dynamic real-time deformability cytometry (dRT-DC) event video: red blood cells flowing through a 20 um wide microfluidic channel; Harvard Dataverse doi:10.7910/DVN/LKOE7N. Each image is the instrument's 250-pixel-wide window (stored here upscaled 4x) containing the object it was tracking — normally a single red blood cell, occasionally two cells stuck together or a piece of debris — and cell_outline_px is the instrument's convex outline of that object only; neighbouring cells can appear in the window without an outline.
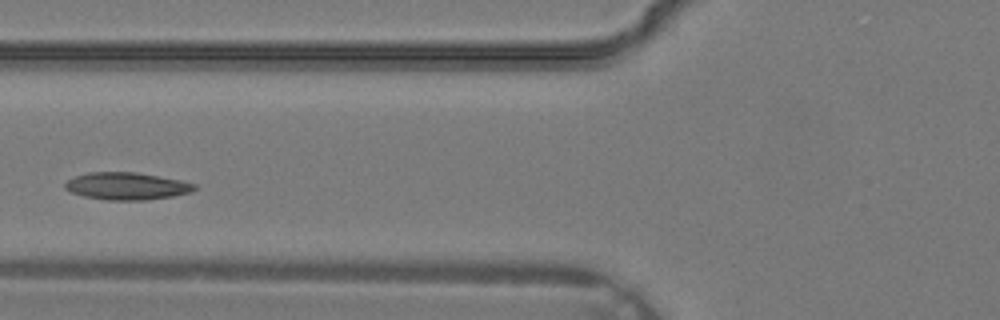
{"species": "common noctule bat (a hibernating species)", "species_latin": "Nyctalus noctula", "temperature_condition": "warm", "stored_images_in_passage": 30, "camera_frame_rate_fps": 3000, "um_per_image_px": 0.085, "animal": {"sex": "male", "body_mass_g": 19.2, "forearm_length_mm": 51.8}, "frame": {"image": 1, "passage_image": 9, "time_ms": 2.667, "image_size_px": [1000, 320], "cell_outline_px": [[196, 188], [192, 192], [172, 196], [144, 200], [108, 200], [84, 196], [72, 192], [64, 188], [64, 184], [68, 180], [76, 176], [88, 172], [136, 172], [180, 180], [196, 184]], "centroid_in_image_um": [10.77, 15.81], "position_along_channel_um": 115.0, "area_um2": 20.46}}
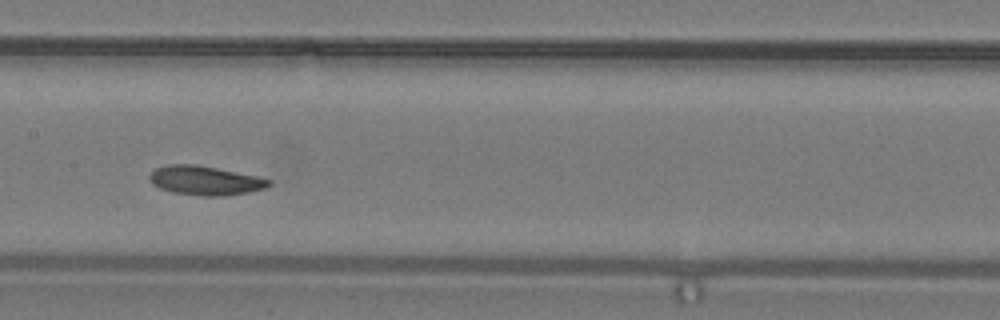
{"frame": {"image": 2, "passage_image": 13, "time_ms": 4.0, "image_size_px": [1000, 320], "cell_outline_px": [[272, 184], [264, 188], [248, 192], [224, 196], [200, 196], [172, 192], [160, 188], [152, 184], [148, 176], [156, 168], [168, 164], [196, 164], [256, 176], [272, 180]], "centroid_in_image_um": [17.42, 15.35], "position_along_channel_um": 190.0, "area_um2": 20.23}}